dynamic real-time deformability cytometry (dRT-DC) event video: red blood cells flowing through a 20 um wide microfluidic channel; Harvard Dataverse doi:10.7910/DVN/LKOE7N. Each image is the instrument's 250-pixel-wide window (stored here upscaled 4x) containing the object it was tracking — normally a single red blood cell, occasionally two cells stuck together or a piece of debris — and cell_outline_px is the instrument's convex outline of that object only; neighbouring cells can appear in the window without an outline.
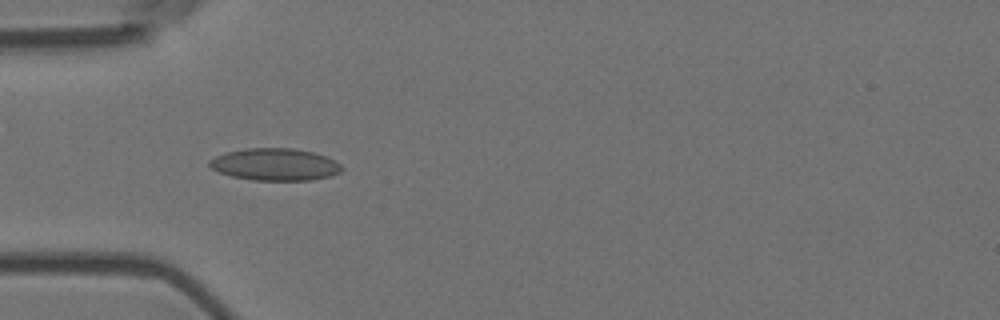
{"species": "Egyptian fruit bat (a non-hibernating species)", "species_latin": "Rousettus aegyptiacus", "temperature_condition": "room temperature", "stored_images_in_passage": 12, "camera_frame_rate_fps": 3000, "um_per_image_px": 0.085, "animal": {"sex": "female"}, "frame": {"image": 1, "passage_image": 2, "time_ms": 0.333, "image_size_px": [1000, 320], "cell_outline_px": [[344, 168], [340, 172], [332, 176], [312, 180], [252, 180], [232, 176], [220, 172], [212, 168], [208, 164], [208, 160], [216, 156], [228, 152], [248, 148], [292, 148], [312, 152], [336, 160]], "centroid_in_image_um": [23.41, 13.98], "position_along_channel_um": 61.6, "area_um2": 24.74}}
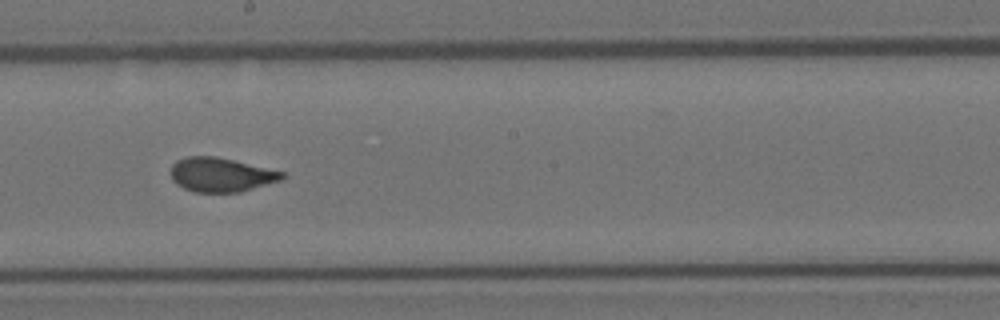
{"frame": {"image": 2, "passage_image": 6, "time_ms": 1.667, "image_size_px": [1000, 320], "cell_outline_px": [[284, 176], [280, 180], [240, 192], [192, 192], [176, 184], [172, 180], [172, 164], [176, 160], [188, 156], [216, 156], [284, 172]], "centroid_in_image_um": [18.74, 14.85], "position_along_channel_um": 229.5, "area_um2": 21.96}}
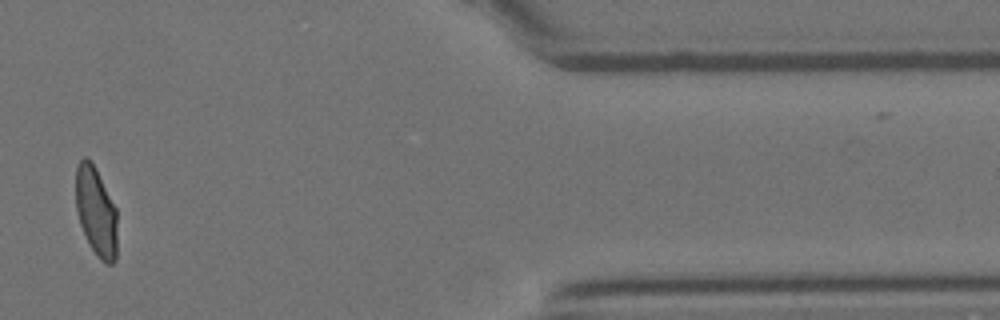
{"frame": {"image": 3, "passage_image": 11, "time_ms": 3.333, "image_size_px": [1000, 320], "cell_outline_px": [[116, 260], [112, 264], [108, 264], [100, 260], [92, 248], [80, 224], [76, 208], [76, 164], [84, 156], [88, 156], [92, 160], [116, 208]], "centroid_in_image_um": [8.16, 17.93], "position_along_channel_um": 403.2, "area_um2": 21.5}}